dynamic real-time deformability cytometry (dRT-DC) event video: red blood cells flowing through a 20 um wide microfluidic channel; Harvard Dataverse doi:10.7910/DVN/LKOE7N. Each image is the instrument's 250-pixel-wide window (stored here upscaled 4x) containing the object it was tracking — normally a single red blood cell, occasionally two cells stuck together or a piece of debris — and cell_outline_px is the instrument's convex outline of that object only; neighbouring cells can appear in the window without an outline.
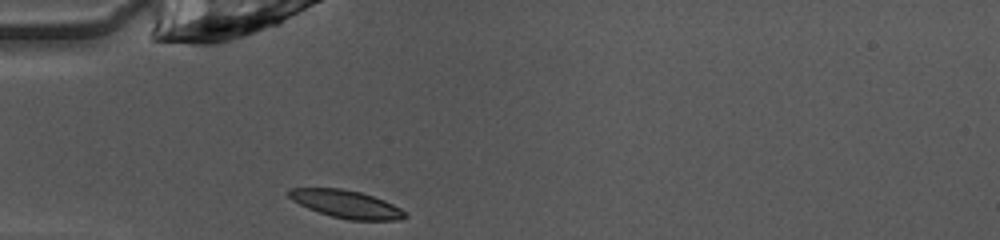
{"species": "common noctule bat (a hibernating species)", "species_latin": "Nyctalus noctula", "temperature_condition": "warm", "stored_images_in_passage": 35, "camera_frame_rate_fps": 3000, "um_per_image_px": 0.085, "animal": {"sex": "female", "body_mass_g": 10.0, "forearm_length_mm": 53.1}, "frame": {"image": 1, "passage_image": 1, "time_ms": 0.0, "image_size_px": [1000, 240], "cell_outline_px": [[408, 216], [400, 220], [348, 220], [332, 216], [308, 208], [292, 200], [288, 196], [288, 188], [340, 188], [360, 192], [384, 200], [400, 208]], "centroid_in_image_um": [29.43, 17.35], "position_along_channel_um": 55.6, "area_um2": 18.61}}
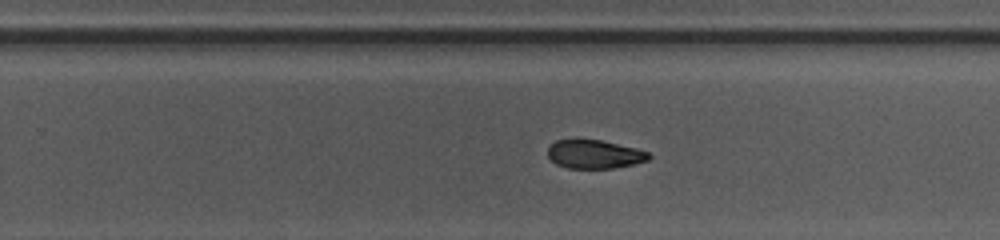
{"frame": {"image": 2, "passage_image": 18, "time_ms": 5.667, "image_size_px": [1000, 240], "cell_outline_px": [[652, 156], [648, 160], [632, 164], [612, 168], [568, 168], [556, 164], [548, 156], [548, 148], [556, 140], [576, 136], [600, 140], [636, 148], [648, 152]], "centroid_in_image_um": [50.48, 13.06], "position_along_channel_um": 279.3, "area_um2": 17.22}}
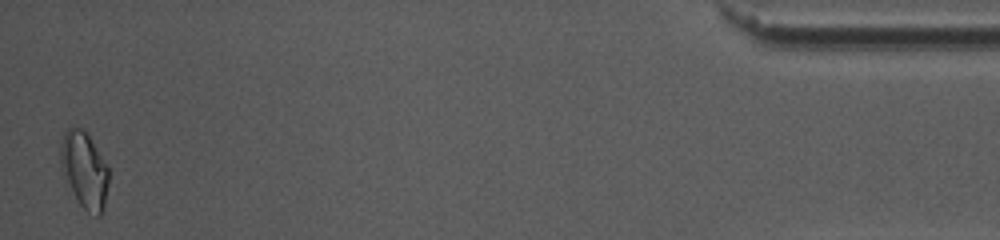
{"frame": {"image": 3, "passage_image": 35, "time_ms": 11.333, "image_size_px": [1000, 240], "cell_outline_px": [[108, 184], [104, 208], [100, 216], [96, 216], [88, 212], [80, 204], [64, 180], [60, 168], [60, 144], [64, 132], [68, 128], [80, 128], [88, 132], [108, 168]], "centroid_in_image_um": [7.15, 14.44], "position_along_channel_um": 428.1, "area_um2": 21.62}, "authors_computed_cell_mechanics": {"area_um2": 18.3804, "velocity_mm_per_s": 4.0597, "shape_relaxation_time_tau1_ms": 4.9457, "shape_relaxation_time_tau2_ms": 2.3993, "deformation_change_tau1": 0.1542, "deformation_change_tau2": 0.0782}}